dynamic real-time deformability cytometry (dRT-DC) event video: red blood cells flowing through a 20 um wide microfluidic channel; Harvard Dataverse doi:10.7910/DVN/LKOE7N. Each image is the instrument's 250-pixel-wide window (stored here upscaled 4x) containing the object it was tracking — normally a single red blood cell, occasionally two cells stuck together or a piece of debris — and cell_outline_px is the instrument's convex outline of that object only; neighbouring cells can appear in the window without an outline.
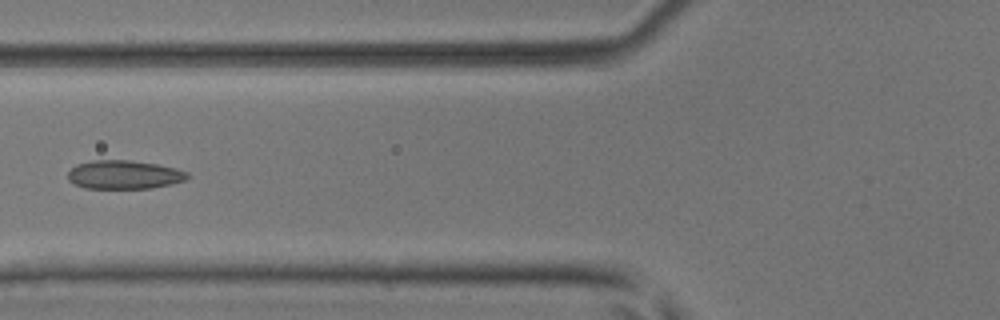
{"species": "common noctule bat (a hibernating species)", "species_latin": "Nyctalus noctula", "temperature_condition": "room temperature", "stored_images_in_passage": 5, "camera_frame_rate_fps": 3000, "um_per_image_px": 0.085, "animal": {"sex": "male", "body_mass_g": 17.9, "forearm_length_mm": 54.2}, "frame": {"image": 1, "passage_image": 5, "time_ms": 1.333, "image_size_px": [1000, 320], "cell_outline_px": [[188, 176], [184, 180], [172, 184], [152, 188], [84, 188], [68, 180], [68, 172], [76, 164], [92, 160], [132, 160], [156, 164], [176, 168], [188, 172]], "centroid_in_image_um": [10.54, 14.84], "position_along_channel_um": 115.3, "area_um2": 19.94}}